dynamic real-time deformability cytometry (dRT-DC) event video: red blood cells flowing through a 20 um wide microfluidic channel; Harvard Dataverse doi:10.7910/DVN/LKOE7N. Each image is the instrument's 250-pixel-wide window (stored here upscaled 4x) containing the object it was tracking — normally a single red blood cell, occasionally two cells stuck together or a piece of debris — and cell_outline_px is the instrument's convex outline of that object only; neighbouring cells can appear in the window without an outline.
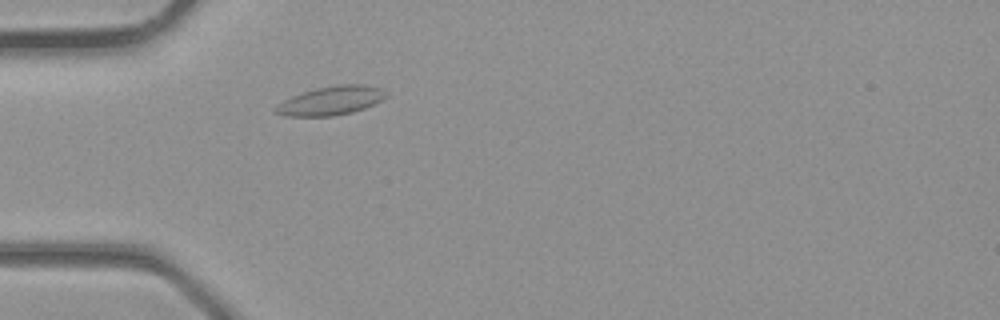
{"species": "common noctule bat (a hibernating species)", "species_latin": "Nyctalus noctula", "temperature_condition": "room temperature", "stored_images_in_passage": 2, "camera_frame_rate_fps": 3000, "um_per_image_px": 0.085, "animal": {"sex": "male", "body_mass_g": 23.1, "forearm_length_mm": 52.7}, "frame": {"image": 1, "passage_image": 2, "time_ms": 0.333, "image_size_px": [1000, 320], "cell_outline_px": [[388, 96], [364, 108], [352, 112], [332, 116], [284, 116], [272, 112], [284, 100], [292, 96], [316, 88], [336, 84], [364, 84], [380, 88]], "centroid_in_image_um": [28.11, 8.55], "position_along_channel_um": 56.9, "area_um2": 18.32}}